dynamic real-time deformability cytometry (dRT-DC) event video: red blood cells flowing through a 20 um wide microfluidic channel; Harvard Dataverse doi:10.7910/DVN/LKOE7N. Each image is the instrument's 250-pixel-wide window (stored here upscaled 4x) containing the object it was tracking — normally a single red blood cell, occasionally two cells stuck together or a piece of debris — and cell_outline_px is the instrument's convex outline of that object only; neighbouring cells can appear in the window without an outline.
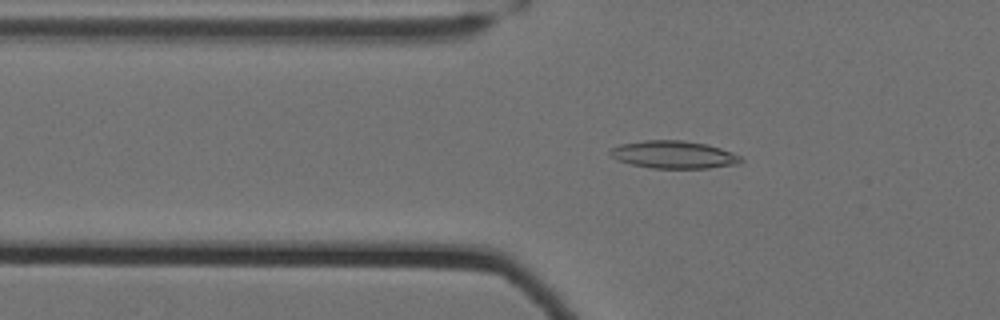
{"species": "Egyptian fruit bat (a non-hibernating species)", "species_latin": "Rousettus aegyptiacus", "temperature_condition": "cold", "stored_images_in_passage": 61, "camera_frame_rate_fps": 3000, "um_per_image_px": 0.085, "animal": {"sex": "female"}, "frame": {"image": 1, "passage_image": 23, "time_ms": 7.333, "image_size_px": [1000, 320], "cell_outline_px": [[744, 160], [740, 164], [708, 168], [652, 168], [632, 164], [616, 160], [608, 152], [612, 148], [620, 144], [644, 140], [680, 140], [704, 144], [720, 148], [732, 152], [740, 156]], "centroid_in_image_um": [57.27, 13.15], "position_along_channel_um": 68.5, "area_um2": 20.98}}
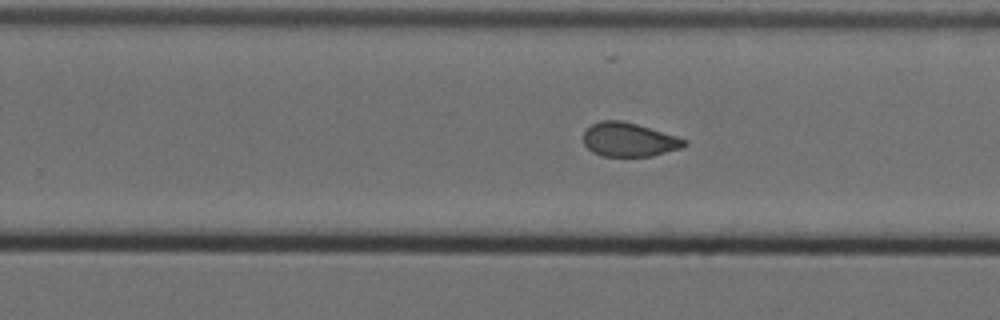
{"frame": {"image": 2, "passage_image": 42, "time_ms": 13.667, "image_size_px": [1000, 320], "cell_outline_px": [[688, 144], [680, 148], [652, 156], [604, 156], [592, 152], [584, 144], [584, 132], [592, 124], [600, 120], [620, 120], [636, 124], [676, 136], [688, 140]], "centroid_in_image_um": [53.46, 11.87], "position_along_channel_um": 276.3, "area_um2": 19.77}}
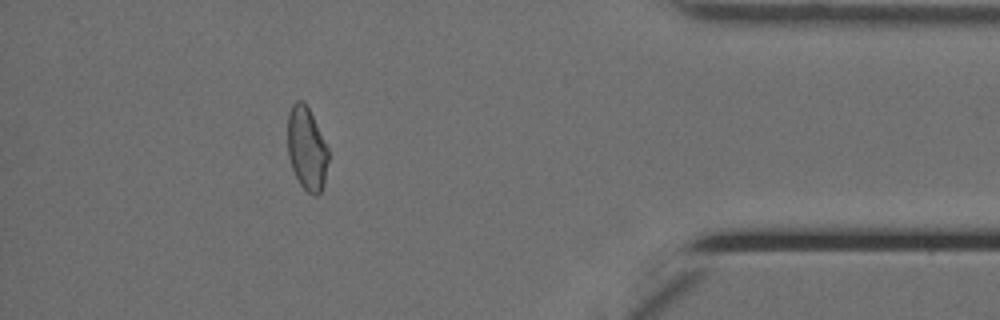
{"frame": {"image": 3, "passage_image": 56, "time_ms": 18.333, "image_size_px": [1000, 320], "cell_outline_px": [[328, 160], [324, 184], [320, 192], [316, 196], [312, 196], [300, 184], [292, 168], [288, 156], [288, 112], [292, 104], [296, 100], [304, 100], [328, 148]], "centroid_in_image_um": [26.06, 12.63], "position_along_channel_um": 409.1, "area_um2": 19.65}, "authors_computed_cell_mechanics": {"area_um2": 20.2878, "velocity_mm_per_s": 3.511, "shape_relaxation_time_tau1_ms": 5.2281, "shape_relaxation_time_tau2_ms": 2.3733, "deformation_change_tau1": 0.2117, "deformation_change_tau2": 0.0693}}